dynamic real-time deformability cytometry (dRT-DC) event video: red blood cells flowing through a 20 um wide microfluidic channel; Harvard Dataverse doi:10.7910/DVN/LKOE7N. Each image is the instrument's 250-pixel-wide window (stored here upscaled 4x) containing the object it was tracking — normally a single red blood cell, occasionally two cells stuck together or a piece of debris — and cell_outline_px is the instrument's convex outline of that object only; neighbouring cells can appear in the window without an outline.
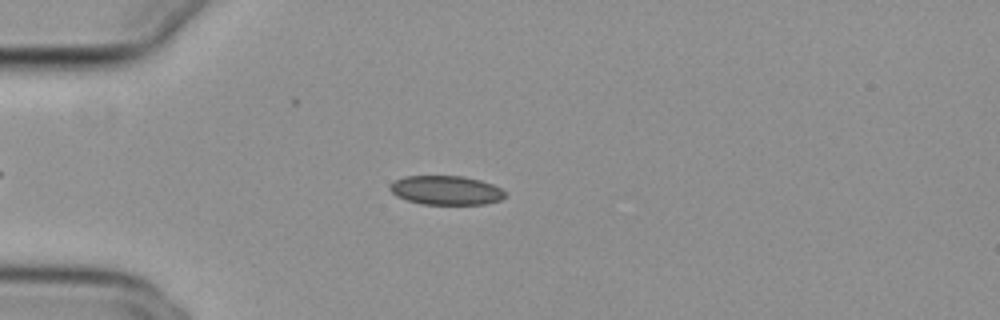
{"species": "common noctule bat (a hibernating species)", "species_latin": "Nyctalus noctula", "temperature_condition": "cold", "stored_images_in_passage": 50, "camera_frame_rate_fps": 3000, "um_per_image_px": 0.085, "animal": {"sex": "female", "body_mass_g": 29.2, "forearm_length_mm": 56.3}, "frame": {"image": 1, "passage_image": 11, "time_ms": 3.333, "image_size_px": [1000, 320], "cell_outline_px": [[504, 196], [500, 200], [484, 204], [420, 204], [396, 196], [388, 188], [396, 180], [404, 176], [464, 176], [480, 180], [492, 184], [500, 188], [504, 192]], "centroid_in_image_um": [37.9, 16.17], "position_along_channel_um": 47.1, "area_um2": 19.36}}
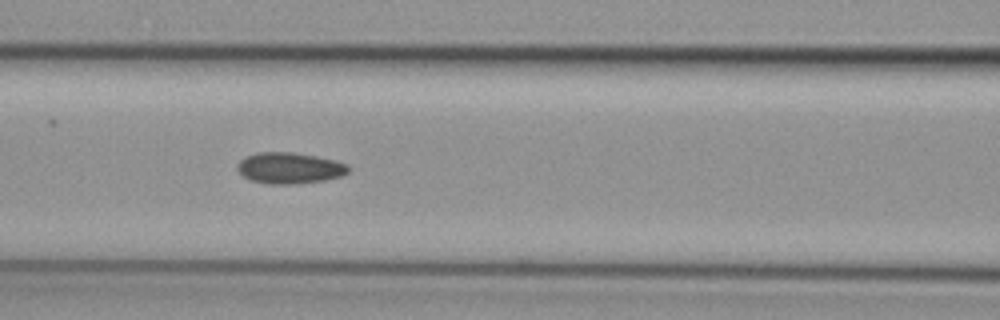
{"frame": {"image": 2, "passage_image": 20, "time_ms": 6.333, "image_size_px": [1000, 320], "cell_outline_px": [[352, 168], [348, 172], [340, 176], [324, 180], [296, 184], [268, 184], [252, 180], [244, 176], [236, 168], [236, 164], [244, 156], [256, 152], [292, 152], [316, 156], [336, 160], [348, 164]], "centroid_in_image_um": [24.62, 14.27], "position_along_channel_um": 142.0, "area_um2": 20.35}}
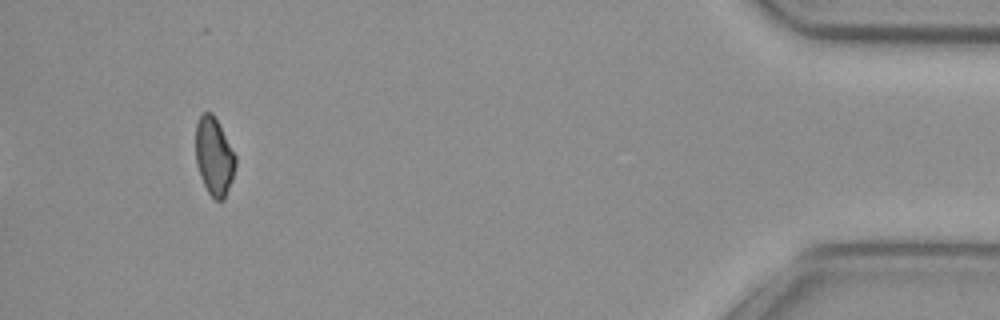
{"frame": {"image": 3, "passage_image": 47, "time_ms": 15.333, "image_size_px": [1000, 320], "cell_outline_px": [[236, 164], [232, 180], [224, 200], [216, 200], [208, 192], [200, 176], [196, 164], [196, 124], [200, 116], [204, 112], [212, 112], [236, 156]], "centroid_in_image_um": [18.2, 13.31], "position_along_channel_um": 417.0, "area_um2": 17.92}, "authors_computed_cell_mechanics": {"area_um2": 19.4497, "velocity_mm_per_s": 3.8246, "shape_relaxation_time_tau1_ms": null, "shape_relaxation_time_tau2_ms": 7.6215, "deformation_change_tau1": null, "deformation_change_tau2": 0.1192}}